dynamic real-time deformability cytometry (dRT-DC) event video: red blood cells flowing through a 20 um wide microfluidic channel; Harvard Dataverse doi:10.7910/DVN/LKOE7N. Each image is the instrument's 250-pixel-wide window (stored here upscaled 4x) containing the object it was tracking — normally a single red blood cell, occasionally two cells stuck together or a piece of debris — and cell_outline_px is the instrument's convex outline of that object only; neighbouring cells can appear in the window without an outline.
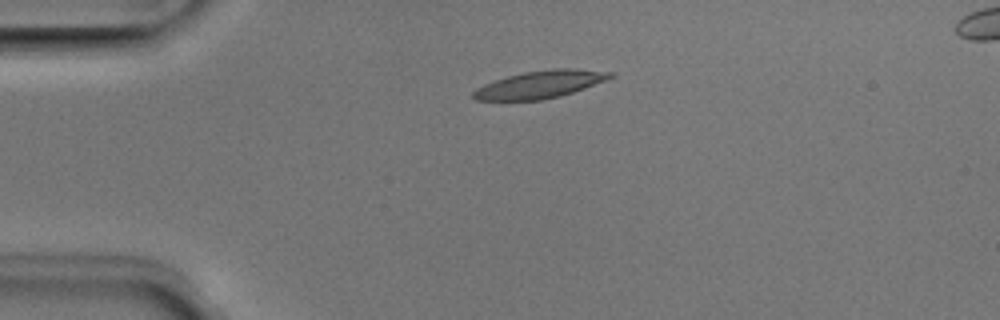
{"species": "Egyptian fruit bat (a non-hibernating species)", "species_latin": "Rousettus aegyptiacus", "temperature_condition": "room temperature", "stored_images_in_passage": 40, "camera_frame_rate_fps": 3000, "um_per_image_px": 0.085, "animal": {"sex": "male"}, "frame": {"image": 1, "passage_image": 1, "time_ms": 0.0, "image_size_px": [1000, 320], "cell_outline_px": [[616, 76], [584, 88], [560, 96], [540, 100], [476, 100], [472, 96], [472, 92], [476, 88], [484, 84], [508, 76], [524, 72], [552, 68], [576, 68], [616, 72]], "centroid_in_image_um": [45.94, 7.16], "position_along_channel_um": 39.1, "area_um2": 21.96}}
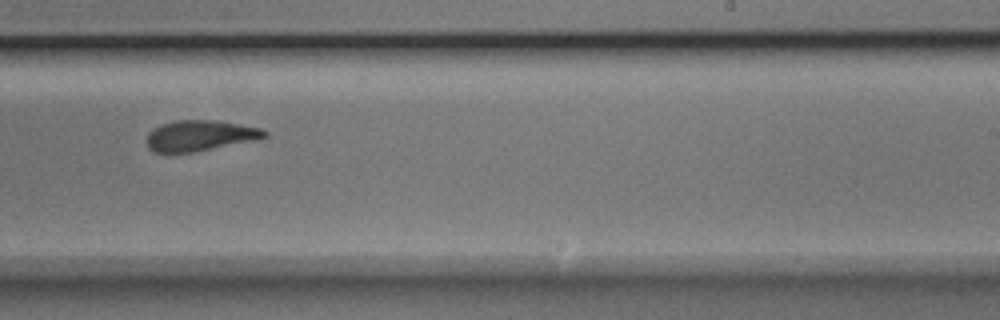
{"frame": {"image": 2, "passage_image": 21, "time_ms": 6.667, "image_size_px": [1000, 320], "cell_outline_px": [[268, 136], [260, 140], [192, 152], [152, 152], [148, 148], [144, 140], [148, 132], [152, 128], [160, 124], [176, 120], [216, 120], [264, 128], [268, 132]], "centroid_in_image_um": [17.01, 11.52], "position_along_channel_um": 272.0, "area_um2": 21.62}}
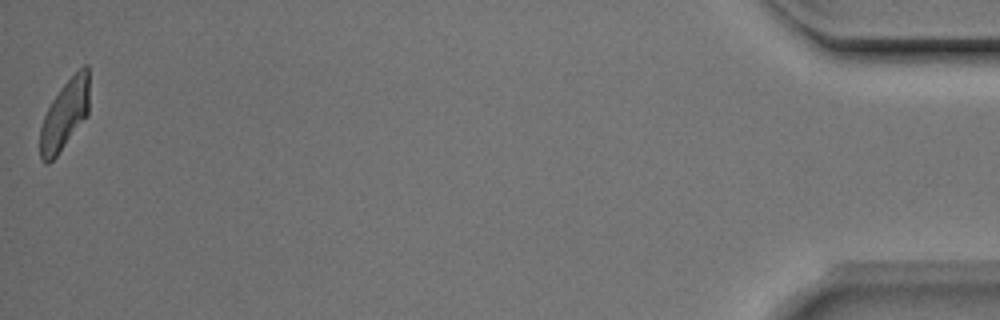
{"frame": {"image": 3, "passage_image": 40, "time_ms": 13.0, "image_size_px": [1000, 320], "cell_outline_px": [[88, 116], [56, 156], [48, 164], [44, 164], [40, 160], [40, 128], [44, 116], [52, 100], [60, 88], [84, 64], [88, 64]], "centroid_in_image_um": [5.49, 9.78], "position_along_channel_um": 429.7, "area_um2": 19.88}, "authors_computed_cell_mechanics": {"area_um2": 21.7039, "velocity_mm_per_s": 3.9781, "shape_relaxation_time_tau1_ms": 4.8653, "shape_relaxation_time_tau2_ms": 1.9834, "deformation_change_tau1": 0.1563, "deformation_change_tau2": 0.0956}}